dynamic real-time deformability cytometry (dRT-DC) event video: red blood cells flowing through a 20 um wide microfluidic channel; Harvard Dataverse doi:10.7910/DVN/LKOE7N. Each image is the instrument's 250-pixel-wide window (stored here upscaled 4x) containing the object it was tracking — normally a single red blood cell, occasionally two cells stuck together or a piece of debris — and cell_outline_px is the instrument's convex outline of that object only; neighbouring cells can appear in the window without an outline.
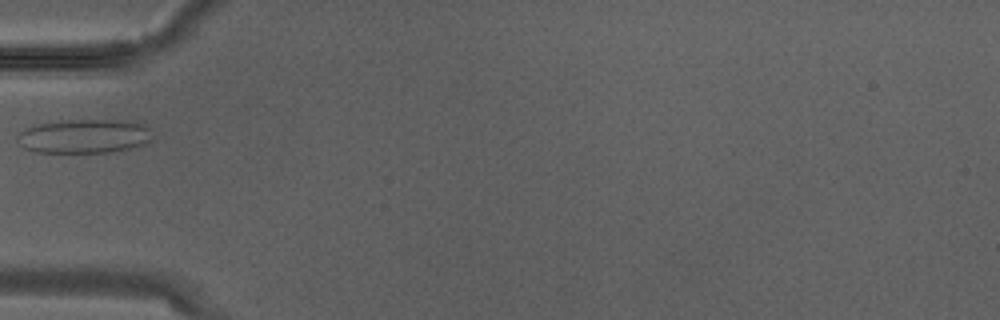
{"species": "Egyptian fruit bat (a non-hibernating species)", "species_latin": "Rousettus aegyptiacus", "temperature_condition": "warm", "stored_images_in_passage": 3, "camera_frame_rate_fps": 3000, "um_per_image_px": 0.085, "animal": {"sex": "male"}, "frame": {"image": 1, "passage_image": 3, "time_ms": 0.667, "image_size_px": [1000, 320], "cell_outline_px": [[152, 140], [128, 148], [108, 152], [32, 152], [24, 148], [20, 144], [16, 136], [20, 132], [32, 124], [68, 120], [124, 120], [144, 124], [148, 128]], "centroid_in_image_um": [7.09, 11.56], "position_along_channel_um": 77.9, "area_um2": 26.65}}